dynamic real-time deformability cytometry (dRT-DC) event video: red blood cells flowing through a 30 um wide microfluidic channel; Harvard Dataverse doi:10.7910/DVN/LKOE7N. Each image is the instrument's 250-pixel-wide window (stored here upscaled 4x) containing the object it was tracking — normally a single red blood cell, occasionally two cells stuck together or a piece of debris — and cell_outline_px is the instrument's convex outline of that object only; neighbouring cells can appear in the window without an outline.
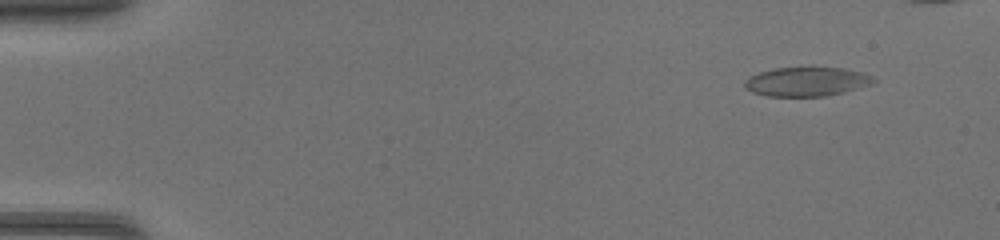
{"species": "common noctule bat (a hibernating species)", "species_latin": "Nyctalus noctula", "temperature_condition": "warm", "stored_images_in_passage": 44, "camera_frame_rate_fps": 3000, "um_per_image_px": 0.085, "animal": {"sex": "female", "body_mass_g": 17.0, "forearm_length_mm": 48.0}, "frame": {"image": 1, "passage_image": 5, "time_ms": 1.333, "image_size_px": [1000, 240], "cell_outline_px": [[876, 80], [872, 84], [844, 92], [824, 96], [768, 96], [752, 92], [744, 88], [744, 84], [752, 76], [760, 72], [776, 68], [844, 68], [864, 72], [872, 76]], "centroid_in_image_um": [68.61, 6.94], "position_along_channel_um": 16.4, "area_um2": 21.62}}
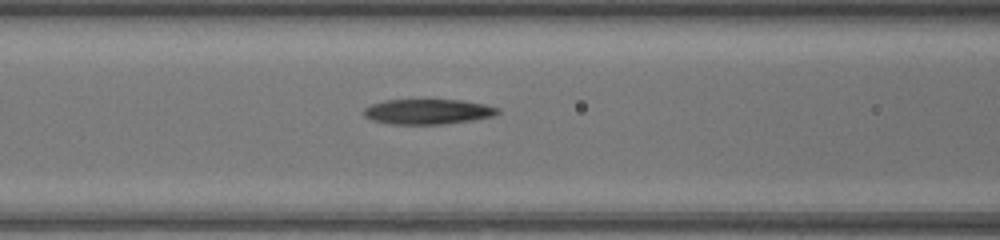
{"frame": {"image": 2, "passage_image": 21, "time_ms": 6.667, "image_size_px": [1000, 240], "cell_outline_px": [[500, 112], [492, 116], [472, 120], [440, 124], [392, 124], [372, 120], [364, 116], [364, 108], [372, 104], [384, 100], [424, 96], [460, 100], [484, 104], [500, 108]], "centroid_in_image_um": [36.34, 9.43], "position_along_channel_um": 130.3, "area_um2": 20.58}}
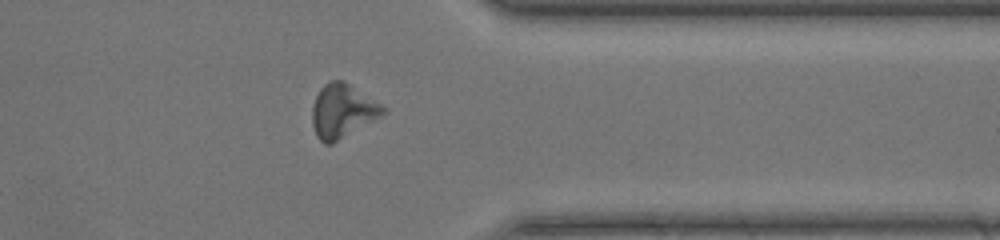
{"frame": {"image": 3, "passage_image": 38, "time_ms": 12.333, "image_size_px": [1000, 240], "cell_outline_px": [[388, 112], [332, 144], [324, 144], [316, 136], [312, 124], [312, 108], [316, 96], [320, 88], [324, 84], [332, 80], [344, 80], [388, 108]], "centroid_in_image_um": [29.12, 9.43], "position_along_channel_um": 382.3, "area_um2": 22.31}}